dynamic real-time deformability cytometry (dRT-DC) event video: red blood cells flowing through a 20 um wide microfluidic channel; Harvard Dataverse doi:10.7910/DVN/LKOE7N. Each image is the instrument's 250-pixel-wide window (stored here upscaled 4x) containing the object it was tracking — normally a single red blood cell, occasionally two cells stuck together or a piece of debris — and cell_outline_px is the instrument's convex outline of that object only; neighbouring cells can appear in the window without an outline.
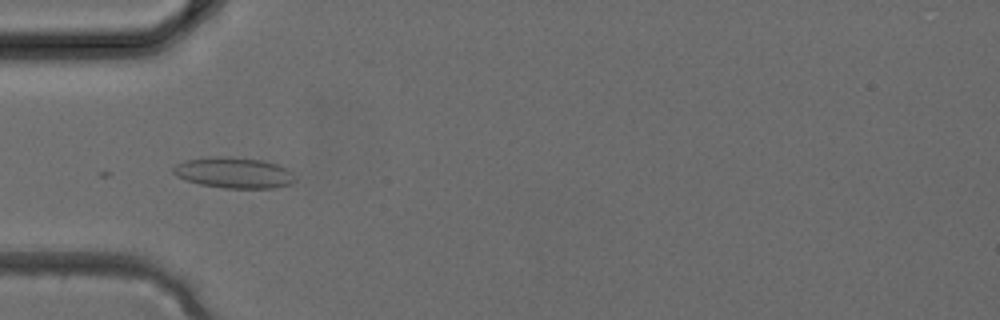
{"species": "common noctule bat (a hibernating species)", "species_latin": "Nyctalus noctula", "temperature_condition": "cold", "stored_images_in_passage": 3, "camera_frame_rate_fps": 3000, "um_per_image_px": 0.085, "animal": {"sex": "female", "body_mass_g": 24.6, "forearm_length_mm": 56.2}, "frame": {"image": 1, "passage_image": 3, "time_ms": 0.667, "image_size_px": [1000, 320], "cell_outline_px": [[296, 180], [292, 184], [276, 188], [224, 188], [200, 184], [184, 180], [176, 176], [172, 172], [172, 168], [176, 164], [184, 160], [208, 156], [232, 156], [260, 160], [276, 164], [292, 172]], "centroid_in_image_um": [19.84, 14.68], "position_along_channel_um": 65.2, "area_um2": 22.2}}